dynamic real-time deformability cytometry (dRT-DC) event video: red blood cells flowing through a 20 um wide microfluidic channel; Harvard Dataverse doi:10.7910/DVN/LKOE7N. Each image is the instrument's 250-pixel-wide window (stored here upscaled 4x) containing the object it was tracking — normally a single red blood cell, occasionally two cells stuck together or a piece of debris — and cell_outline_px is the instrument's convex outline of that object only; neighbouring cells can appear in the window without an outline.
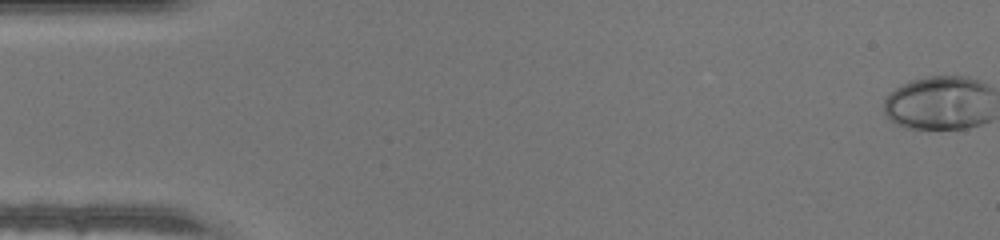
{"species": "human", "species_latin": "Homo sapiens", "temperature_condition": "warm", "stored_images_in_passage": 48, "camera_frame_rate_fps": 3000, "um_per_image_px": 0.085, "donor": {"sex": "male"}, "frame": {"image": 1, "passage_image": 1, "time_ms": 0.0, "image_size_px": [1000, 240], "cell_outline_px": [[984, 120], [976, 124], [960, 128], [920, 128], [896, 120], [888, 112], [888, 96], [900, 88], [908, 84], [920, 80], [964, 80], [976, 84], [984, 88]], "centroid_in_image_um": [79.76, 8.84], "position_along_channel_um": 5.2, "area_um2": 29.25}}
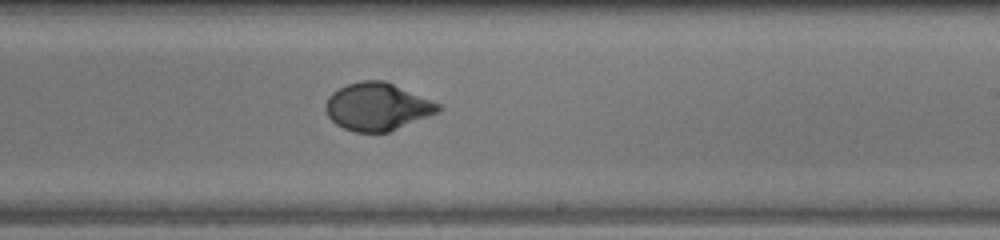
{"frame": {"image": 2, "passage_image": 29, "time_ms": 9.333, "image_size_px": [1000, 240], "cell_outline_px": [[440, 108], [436, 112], [388, 132], [356, 132], [344, 128], [336, 124], [328, 116], [328, 100], [340, 88], [348, 84], [364, 80], [380, 80], [392, 84], [440, 104]], "centroid_in_image_um": [32.07, 9.08], "position_along_channel_um": 256.9, "area_um2": 29.94}}
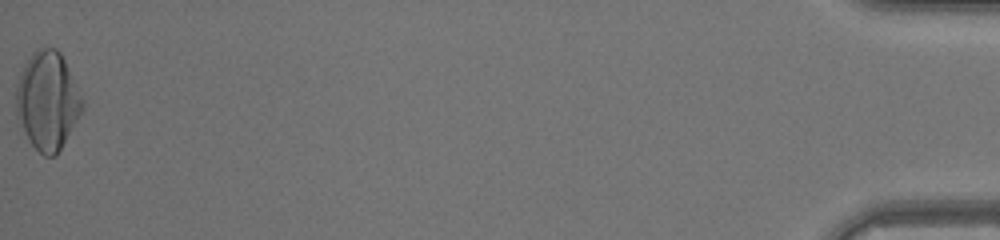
{"frame": {"image": 3, "passage_image": 48, "time_ms": 15.667, "image_size_px": [1000, 240], "cell_outline_px": [[80, 112], [60, 148], [52, 156], [44, 156], [32, 144], [24, 128], [16, 96], [24, 72], [32, 60], [40, 52], [48, 48], [52, 48], [60, 56], [64, 64], [80, 100]], "centroid_in_image_um": [4.05, 8.68], "position_along_channel_um": 431.1, "area_um2": 33.52}}